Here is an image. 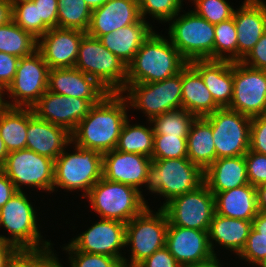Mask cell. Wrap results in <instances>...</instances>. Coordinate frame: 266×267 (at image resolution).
<instances>
[{
  "instance_id": "37",
  "label": "cell",
  "mask_w": 266,
  "mask_h": 267,
  "mask_svg": "<svg viewBox=\"0 0 266 267\" xmlns=\"http://www.w3.org/2000/svg\"><path fill=\"white\" fill-rule=\"evenodd\" d=\"M214 36V60L237 62V31L234 18L215 24Z\"/></svg>"
},
{
  "instance_id": "55",
  "label": "cell",
  "mask_w": 266,
  "mask_h": 267,
  "mask_svg": "<svg viewBox=\"0 0 266 267\" xmlns=\"http://www.w3.org/2000/svg\"><path fill=\"white\" fill-rule=\"evenodd\" d=\"M255 188L258 211L266 212V184L259 185Z\"/></svg>"
},
{
  "instance_id": "21",
  "label": "cell",
  "mask_w": 266,
  "mask_h": 267,
  "mask_svg": "<svg viewBox=\"0 0 266 267\" xmlns=\"http://www.w3.org/2000/svg\"><path fill=\"white\" fill-rule=\"evenodd\" d=\"M233 18L237 31V62H241L266 31V2L244 0Z\"/></svg>"
},
{
  "instance_id": "59",
  "label": "cell",
  "mask_w": 266,
  "mask_h": 267,
  "mask_svg": "<svg viewBox=\"0 0 266 267\" xmlns=\"http://www.w3.org/2000/svg\"><path fill=\"white\" fill-rule=\"evenodd\" d=\"M5 94L6 90L0 85V112L8 106L4 98Z\"/></svg>"
},
{
  "instance_id": "14",
  "label": "cell",
  "mask_w": 266,
  "mask_h": 267,
  "mask_svg": "<svg viewBox=\"0 0 266 267\" xmlns=\"http://www.w3.org/2000/svg\"><path fill=\"white\" fill-rule=\"evenodd\" d=\"M162 208L171 225L208 231L216 213L215 195L203 183L191 192L172 198Z\"/></svg>"
},
{
  "instance_id": "61",
  "label": "cell",
  "mask_w": 266,
  "mask_h": 267,
  "mask_svg": "<svg viewBox=\"0 0 266 267\" xmlns=\"http://www.w3.org/2000/svg\"><path fill=\"white\" fill-rule=\"evenodd\" d=\"M6 242L4 241V239L2 238V236L0 235V248L5 244Z\"/></svg>"
},
{
  "instance_id": "38",
  "label": "cell",
  "mask_w": 266,
  "mask_h": 267,
  "mask_svg": "<svg viewBox=\"0 0 266 267\" xmlns=\"http://www.w3.org/2000/svg\"><path fill=\"white\" fill-rule=\"evenodd\" d=\"M12 20L37 39L49 30L42 19H39L38 6L32 1L14 4L12 6Z\"/></svg>"
},
{
  "instance_id": "4",
  "label": "cell",
  "mask_w": 266,
  "mask_h": 267,
  "mask_svg": "<svg viewBox=\"0 0 266 267\" xmlns=\"http://www.w3.org/2000/svg\"><path fill=\"white\" fill-rule=\"evenodd\" d=\"M204 183V171L188 158L152 160L144 186L164 197L163 207L172 198L191 192Z\"/></svg>"
},
{
  "instance_id": "27",
  "label": "cell",
  "mask_w": 266,
  "mask_h": 267,
  "mask_svg": "<svg viewBox=\"0 0 266 267\" xmlns=\"http://www.w3.org/2000/svg\"><path fill=\"white\" fill-rule=\"evenodd\" d=\"M251 229L252 221L229 218L215 213L208 230L213 254L219 256L217 255L218 251L214 250L218 244L220 248L222 246V248L236 253L237 258L246 244Z\"/></svg>"
},
{
  "instance_id": "40",
  "label": "cell",
  "mask_w": 266,
  "mask_h": 267,
  "mask_svg": "<svg viewBox=\"0 0 266 267\" xmlns=\"http://www.w3.org/2000/svg\"><path fill=\"white\" fill-rule=\"evenodd\" d=\"M185 1V0H184ZM183 0H137L141 18L149 15L160 23H166L179 12H183Z\"/></svg>"
},
{
  "instance_id": "62",
  "label": "cell",
  "mask_w": 266,
  "mask_h": 267,
  "mask_svg": "<svg viewBox=\"0 0 266 267\" xmlns=\"http://www.w3.org/2000/svg\"><path fill=\"white\" fill-rule=\"evenodd\" d=\"M260 267H266V260Z\"/></svg>"
},
{
  "instance_id": "33",
  "label": "cell",
  "mask_w": 266,
  "mask_h": 267,
  "mask_svg": "<svg viewBox=\"0 0 266 267\" xmlns=\"http://www.w3.org/2000/svg\"><path fill=\"white\" fill-rule=\"evenodd\" d=\"M128 118L120 132L116 150L137 153L147 157H152L154 149V133L150 121L149 127L141 124H130Z\"/></svg>"
},
{
  "instance_id": "12",
  "label": "cell",
  "mask_w": 266,
  "mask_h": 267,
  "mask_svg": "<svg viewBox=\"0 0 266 267\" xmlns=\"http://www.w3.org/2000/svg\"><path fill=\"white\" fill-rule=\"evenodd\" d=\"M0 169L17 191H23V187L27 186L53 193L54 160L48 157L29 149L13 151L8 154Z\"/></svg>"
},
{
  "instance_id": "52",
  "label": "cell",
  "mask_w": 266,
  "mask_h": 267,
  "mask_svg": "<svg viewBox=\"0 0 266 267\" xmlns=\"http://www.w3.org/2000/svg\"><path fill=\"white\" fill-rule=\"evenodd\" d=\"M18 251L19 249L16 246L9 243H5L0 248V267H7L9 261Z\"/></svg>"
},
{
  "instance_id": "46",
  "label": "cell",
  "mask_w": 266,
  "mask_h": 267,
  "mask_svg": "<svg viewBox=\"0 0 266 267\" xmlns=\"http://www.w3.org/2000/svg\"><path fill=\"white\" fill-rule=\"evenodd\" d=\"M249 150L266 155V115L251 118Z\"/></svg>"
},
{
  "instance_id": "54",
  "label": "cell",
  "mask_w": 266,
  "mask_h": 267,
  "mask_svg": "<svg viewBox=\"0 0 266 267\" xmlns=\"http://www.w3.org/2000/svg\"><path fill=\"white\" fill-rule=\"evenodd\" d=\"M12 20V5L9 0H0V26Z\"/></svg>"
},
{
  "instance_id": "39",
  "label": "cell",
  "mask_w": 266,
  "mask_h": 267,
  "mask_svg": "<svg viewBox=\"0 0 266 267\" xmlns=\"http://www.w3.org/2000/svg\"><path fill=\"white\" fill-rule=\"evenodd\" d=\"M52 246L39 250H19L7 267H59V258Z\"/></svg>"
},
{
  "instance_id": "31",
  "label": "cell",
  "mask_w": 266,
  "mask_h": 267,
  "mask_svg": "<svg viewBox=\"0 0 266 267\" xmlns=\"http://www.w3.org/2000/svg\"><path fill=\"white\" fill-rule=\"evenodd\" d=\"M187 158L205 171L216 160L211 124L205 118H195L187 135Z\"/></svg>"
},
{
  "instance_id": "60",
  "label": "cell",
  "mask_w": 266,
  "mask_h": 267,
  "mask_svg": "<svg viewBox=\"0 0 266 267\" xmlns=\"http://www.w3.org/2000/svg\"><path fill=\"white\" fill-rule=\"evenodd\" d=\"M28 1H33V0H9L12 6L17 3L28 2Z\"/></svg>"
},
{
  "instance_id": "28",
  "label": "cell",
  "mask_w": 266,
  "mask_h": 267,
  "mask_svg": "<svg viewBox=\"0 0 266 267\" xmlns=\"http://www.w3.org/2000/svg\"><path fill=\"white\" fill-rule=\"evenodd\" d=\"M204 183L214 195L249 184L244 156L216 159L204 171Z\"/></svg>"
},
{
  "instance_id": "23",
  "label": "cell",
  "mask_w": 266,
  "mask_h": 267,
  "mask_svg": "<svg viewBox=\"0 0 266 267\" xmlns=\"http://www.w3.org/2000/svg\"><path fill=\"white\" fill-rule=\"evenodd\" d=\"M47 90L56 94L101 101L109 92L75 67L49 69Z\"/></svg>"
},
{
  "instance_id": "20",
  "label": "cell",
  "mask_w": 266,
  "mask_h": 267,
  "mask_svg": "<svg viewBox=\"0 0 266 267\" xmlns=\"http://www.w3.org/2000/svg\"><path fill=\"white\" fill-rule=\"evenodd\" d=\"M151 162L150 157L114 149L103 154L102 177L134 187L140 191L141 198L146 202L141 188L144 187Z\"/></svg>"
},
{
  "instance_id": "35",
  "label": "cell",
  "mask_w": 266,
  "mask_h": 267,
  "mask_svg": "<svg viewBox=\"0 0 266 267\" xmlns=\"http://www.w3.org/2000/svg\"><path fill=\"white\" fill-rule=\"evenodd\" d=\"M195 116L190 112L179 109L165 112L159 116L151 118L154 135L178 136V138H187L192 122Z\"/></svg>"
},
{
  "instance_id": "48",
  "label": "cell",
  "mask_w": 266,
  "mask_h": 267,
  "mask_svg": "<svg viewBox=\"0 0 266 267\" xmlns=\"http://www.w3.org/2000/svg\"><path fill=\"white\" fill-rule=\"evenodd\" d=\"M241 62L254 69L266 70V31Z\"/></svg>"
},
{
  "instance_id": "7",
  "label": "cell",
  "mask_w": 266,
  "mask_h": 267,
  "mask_svg": "<svg viewBox=\"0 0 266 267\" xmlns=\"http://www.w3.org/2000/svg\"><path fill=\"white\" fill-rule=\"evenodd\" d=\"M149 205L126 224L125 246H130V260L123 258L122 264L136 267L155 251L165 247L169 220L165 210L157 211Z\"/></svg>"
},
{
  "instance_id": "26",
  "label": "cell",
  "mask_w": 266,
  "mask_h": 267,
  "mask_svg": "<svg viewBox=\"0 0 266 267\" xmlns=\"http://www.w3.org/2000/svg\"><path fill=\"white\" fill-rule=\"evenodd\" d=\"M141 18L137 23L100 36L101 43L128 66L140 46L155 31L154 27Z\"/></svg>"
},
{
  "instance_id": "49",
  "label": "cell",
  "mask_w": 266,
  "mask_h": 267,
  "mask_svg": "<svg viewBox=\"0 0 266 267\" xmlns=\"http://www.w3.org/2000/svg\"><path fill=\"white\" fill-rule=\"evenodd\" d=\"M38 6L39 19L49 28L57 27L58 21V0H33Z\"/></svg>"
},
{
  "instance_id": "44",
  "label": "cell",
  "mask_w": 266,
  "mask_h": 267,
  "mask_svg": "<svg viewBox=\"0 0 266 267\" xmlns=\"http://www.w3.org/2000/svg\"><path fill=\"white\" fill-rule=\"evenodd\" d=\"M239 260L248 262L255 267H260L266 260V237L259 236L253 227L250 231L246 244L238 255Z\"/></svg>"
},
{
  "instance_id": "2",
  "label": "cell",
  "mask_w": 266,
  "mask_h": 267,
  "mask_svg": "<svg viewBox=\"0 0 266 267\" xmlns=\"http://www.w3.org/2000/svg\"><path fill=\"white\" fill-rule=\"evenodd\" d=\"M187 64L169 38L154 31L127 66L126 84L163 81L181 72Z\"/></svg>"
},
{
  "instance_id": "29",
  "label": "cell",
  "mask_w": 266,
  "mask_h": 267,
  "mask_svg": "<svg viewBox=\"0 0 266 267\" xmlns=\"http://www.w3.org/2000/svg\"><path fill=\"white\" fill-rule=\"evenodd\" d=\"M219 108L200 73L188 63L182 69V109L196 118H204Z\"/></svg>"
},
{
  "instance_id": "10",
  "label": "cell",
  "mask_w": 266,
  "mask_h": 267,
  "mask_svg": "<svg viewBox=\"0 0 266 267\" xmlns=\"http://www.w3.org/2000/svg\"><path fill=\"white\" fill-rule=\"evenodd\" d=\"M121 94L129 108L146 114L147 121L165 112L182 109V70L163 81L126 84Z\"/></svg>"
},
{
  "instance_id": "57",
  "label": "cell",
  "mask_w": 266,
  "mask_h": 267,
  "mask_svg": "<svg viewBox=\"0 0 266 267\" xmlns=\"http://www.w3.org/2000/svg\"><path fill=\"white\" fill-rule=\"evenodd\" d=\"M9 152L0 136V167L4 164Z\"/></svg>"
},
{
  "instance_id": "56",
  "label": "cell",
  "mask_w": 266,
  "mask_h": 267,
  "mask_svg": "<svg viewBox=\"0 0 266 267\" xmlns=\"http://www.w3.org/2000/svg\"><path fill=\"white\" fill-rule=\"evenodd\" d=\"M221 259H219V257L214 256L212 259L203 262V263H198L196 265H190V266H186V267H223L222 262H220ZM221 263V264H220Z\"/></svg>"
},
{
  "instance_id": "51",
  "label": "cell",
  "mask_w": 266,
  "mask_h": 267,
  "mask_svg": "<svg viewBox=\"0 0 266 267\" xmlns=\"http://www.w3.org/2000/svg\"><path fill=\"white\" fill-rule=\"evenodd\" d=\"M16 191L12 181L0 169V208L8 202Z\"/></svg>"
},
{
  "instance_id": "19",
  "label": "cell",
  "mask_w": 266,
  "mask_h": 267,
  "mask_svg": "<svg viewBox=\"0 0 266 267\" xmlns=\"http://www.w3.org/2000/svg\"><path fill=\"white\" fill-rule=\"evenodd\" d=\"M85 34L82 30L55 27L38 39L37 50L50 69L72 68Z\"/></svg>"
},
{
  "instance_id": "15",
  "label": "cell",
  "mask_w": 266,
  "mask_h": 267,
  "mask_svg": "<svg viewBox=\"0 0 266 267\" xmlns=\"http://www.w3.org/2000/svg\"><path fill=\"white\" fill-rule=\"evenodd\" d=\"M228 108L250 118L266 115V70L233 62V96Z\"/></svg>"
},
{
  "instance_id": "11",
  "label": "cell",
  "mask_w": 266,
  "mask_h": 267,
  "mask_svg": "<svg viewBox=\"0 0 266 267\" xmlns=\"http://www.w3.org/2000/svg\"><path fill=\"white\" fill-rule=\"evenodd\" d=\"M212 127L216 159L244 156L250 147L251 118L228 107L204 117Z\"/></svg>"
},
{
  "instance_id": "45",
  "label": "cell",
  "mask_w": 266,
  "mask_h": 267,
  "mask_svg": "<svg viewBox=\"0 0 266 267\" xmlns=\"http://www.w3.org/2000/svg\"><path fill=\"white\" fill-rule=\"evenodd\" d=\"M244 158L249 183L254 187L266 184V155L248 150Z\"/></svg>"
},
{
  "instance_id": "41",
  "label": "cell",
  "mask_w": 266,
  "mask_h": 267,
  "mask_svg": "<svg viewBox=\"0 0 266 267\" xmlns=\"http://www.w3.org/2000/svg\"><path fill=\"white\" fill-rule=\"evenodd\" d=\"M62 249L69 256L70 267H121L123 265L116 257L78 251L70 243H67ZM61 263L59 260V267H64Z\"/></svg>"
},
{
  "instance_id": "58",
  "label": "cell",
  "mask_w": 266,
  "mask_h": 267,
  "mask_svg": "<svg viewBox=\"0 0 266 267\" xmlns=\"http://www.w3.org/2000/svg\"><path fill=\"white\" fill-rule=\"evenodd\" d=\"M88 7L93 11L102 5H104L108 0H84Z\"/></svg>"
},
{
  "instance_id": "47",
  "label": "cell",
  "mask_w": 266,
  "mask_h": 267,
  "mask_svg": "<svg viewBox=\"0 0 266 267\" xmlns=\"http://www.w3.org/2000/svg\"><path fill=\"white\" fill-rule=\"evenodd\" d=\"M19 59L17 56L0 52V85L5 90L15 77Z\"/></svg>"
},
{
  "instance_id": "50",
  "label": "cell",
  "mask_w": 266,
  "mask_h": 267,
  "mask_svg": "<svg viewBox=\"0 0 266 267\" xmlns=\"http://www.w3.org/2000/svg\"><path fill=\"white\" fill-rule=\"evenodd\" d=\"M138 267H182L170 251L163 247L141 262Z\"/></svg>"
},
{
  "instance_id": "9",
  "label": "cell",
  "mask_w": 266,
  "mask_h": 267,
  "mask_svg": "<svg viewBox=\"0 0 266 267\" xmlns=\"http://www.w3.org/2000/svg\"><path fill=\"white\" fill-rule=\"evenodd\" d=\"M92 210L101 219L117 220L127 224L147 206L140 191L127 184L101 178L85 197Z\"/></svg>"
},
{
  "instance_id": "18",
  "label": "cell",
  "mask_w": 266,
  "mask_h": 267,
  "mask_svg": "<svg viewBox=\"0 0 266 267\" xmlns=\"http://www.w3.org/2000/svg\"><path fill=\"white\" fill-rule=\"evenodd\" d=\"M165 247L182 267L212 259L208 231L174 226L169 223Z\"/></svg>"
},
{
  "instance_id": "8",
  "label": "cell",
  "mask_w": 266,
  "mask_h": 267,
  "mask_svg": "<svg viewBox=\"0 0 266 267\" xmlns=\"http://www.w3.org/2000/svg\"><path fill=\"white\" fill-rule=\"evenodd\" d=\"M185 12H179L168 21L166 37L188 63L194 60H214V24L193 10Z\"/></svg>"
},
{
  "instance_id": "53",
  "label": "cell",
  "mask_w": 266,
  "mask_h": 267,
  "mask_svg": "<svg viewBox=\"0 0 266 267\" xmlns=\"http://www.w3.org/2000/svg\"><path fill=\"white\" fill-rule=\"evenodd\" d=\"M252 227L259 232V236L266 237V212L258 211L252 220Z\"/></svg>"
},
{
  "instance_id": "5",
  "label": "cell",
  "mask_w": 266,
  "mask_h": 267,
  "mask_svg": "<svg viewBox=\"0 0 266 267\" xmlns=\"http://www.w3.org/2000/svg\"><path fill=\"white\" fill-rule=\"evenodd\" d=\"M71 144L75 148L73 153L65 148L54 160L53 192H57L58 188L67 192L81 190V198H85L93 185L102 178L103 154L82 148L72 141Z\"/></svg>"
},
{
  "instance_id": "34",
  "label": "cell",
  "mask_w": 266,
  "mask_h": 267,
  "mask_svg": "<svg viewBox=\"0 0 266 267\" xmlns=\"http://www.w3.org/2000/svg\"><path fill=\"white\" fill-rule=\"evenodd\" d=\"M37 44L38 39L24 31L13 20L0 26V52L22 58L34 53Z\"/></svg>"
},
{
  "instance_id": "1",
  "label": "cell",
  "mask_w": 266,
  "mask_h": 267,
  "mask_svg": "<svg viewBox=\"0 0 266 267\" xmlns=\"http://www.w3.org/2000/svg\"><path fill=\"white\" fill-rule=\"evenodd\" d=\"M130 110L121 93H108L71 133L72 142L82 148L92 149L101 154L116 149L123 124Z\"/></svg>"
},
{
  "instance_id": "43",
  "label": "cell",
  "mask_w": 266,
  "mask_h": 267,
  "mask_svg": "<svg viewBox=\"0 0 266 267\" xmlns=\"http://www.w3.org/2000/svg\"><path fill=\"white\" fill-rule=\"evenodd\" d=\"M187 158V138L154 135L152 160Z\"/></svg>"
},
{
  "instance_id": "25",
  "label": "cell",
  "mask_w": 266,
  "mask_h": 267,
  "mask_svg": "<svg viewBox=\"0 0 266 267\" xmlns=\"http://www.w3.org/2000/svg\"><path fill=\"white\" fill-rule=\"evenodd\" d=\"M190 64L200 73L215 103L220 108L229 107L233 96V62L194 60Z\"/></svg>"
},
{
  "instance_id": "22",
  "label": "cell",
  "mask_w": 266,
  "mask_h": 267,
  "mask_svg": "<svg viewBox=\"0 0 266 267\" xmlns=\"http://www.w3.org/2000/svg\"><path fill=\"white\" fill-rule=\"evenodd\" d=\"M71 141L67 129L39 119L32 108H28L27 149L55 160Z\"/></svg>"
},
{
  "instance_id": "42",
  "label": "cell",
  "mask_w": 266,
  "mask_h": 267,
  "mask_svg": "<svg viewBox=\"0 0 266 267\" xmlns=\"http://www.w3.org/2000/svg\"><path fill=\"white\" fill-rule=\"evenodd\" d=\"M192 10L211 24H218L233 18L235 9L227 0H189Z\"/></svg>"
},
{
  "instance_id": "6",
  "label": "cell",
  "mask_w": 266,
  "mask_h": 267,
  "mask_svg": "<svg viewBox=\"0 0 266 267\" xmlns=\"http://www.w3.org/2000/svg\"><path fill=\"white\" fill-rule=\"evenodd\" d=\"M109 93H121L126 86L127 66L98 38L85 34L79 44L76 64Z\"/></svg>"
},
{
  "instance_id": "24",
  "label": "cell",
  "mask_w": 266,
  "mask_h": 267,
  "mask_svg": "<svg viewBox=\"0 0 266 267\" xmlns=\"http://www.w3.org/2000/svg\"><path fill=\"white\" fill-rule=\"evenodd\" d=\"M141 19L137 0H108L92 11L86 34L94 38L137 23Z\"/></svg>"
},
{
  "instance_id": "36",
  "label": "cell",
  "mask_w": 266,
  "mask_h": 267,
  "mask_svg": "<svg viewBox=\"0 0 266 267\" xmlns=\"http://www.w3.org/2000/svg\"><path fill=\"white\" fill-rule=\"evenodd\" d=\"M92 10L84 0H58L57 27L87 31Z\"/></svg>"
},
{
  "instance_id": "16",
  "label": "cell",
  "mask_w": 266,
  "mask_h": 267,
  "mask_svg": "<svg viewBox=\"0 0 266 267\" xmlns=\"http://www.w3.org/2000/svg\"><path fill=\"white\" fill-rule=\"evenodd\" d=\"M125 238V223L100 219L78 237L72 238L69 243L78 251L112 256L122 262L124 256L121 249L125 248Z\"/></svg>"
},
{
  "instance_id": "17",
  "label": "cell",
  "mask_w": 266,
  "mask_h": 267,
  "mask_svg": "<svg viewBox=\"0 0 266 267\" xmlns=\"http://www.w3.org/2000/svg\"><path fill=\"white\" fill-rule=\"evenodd\" d=\"M99 102L64 96L47 90L32 110L39 119L62 126L72 133L91 107Z\"/></svg>"
},
{
  "instance_id": "13",
  "label": "cell",
  "mask_w": 266,
  "mask_h": 267,
  "mask_svg": "<svg viewBox=\"0 0 266 267\" xmlns=\"http://www.w3.org/2000/svg\"><path fill=\"white\" fill-rule=\"evenodd\" d=\"M49 67L41 53L36 50L19 59L12 83L7 87L6 100L10 107L32 108L47 91Z\"/></svg>"
},
{
  "instance_id": "3",
  "label": "cell",
  "mask_w": 266,
  "mask_h": 267,
  "mask_svg": "<svg viewBox=\"0 0 266 267\" xmlns=\"http://www.w3.org/2000/svg\"><path fill=\"white\" fill-rule=\"evenodd\" d=\"M36 211L37 209L33 207L25 191H16L0 208V228L3 227L9 233V237L1 234L4 241L16 246L19 250H39L51 247L53 245L51 241L43 239L41 235Z\"/></svg>"
},
{
  "instance_id": "32",
  "label": "cell",
  "mask_w": 266,
  "mask_h": 267,
  "mask_svg": "<svg viewBox=\"0 0 266 267\" xmlns=\"http://www.w3.org/2000/svg\"><path fill=\"white\" fill-rule=\"evenodd\" d=\"M28 108L7 106L0 112V136L8 152L27 149Z\"/></svg>"
},
{
  "instance_id": "30",
  "label": "cell",
  "mask_w": 266,
  "mask_h": 267,
  "mask_svg": "<svg viewBox=\"0 0 266 267\" xmlns=\"http://www.w3.org/2000/svg\"><path fill=\"white\" fill-rule=\"evenodd\" d=\"M216 213L225 217L252 221L257 213L256 188L250 183L215 194Z\"/></svg>"
}]
</instances>
